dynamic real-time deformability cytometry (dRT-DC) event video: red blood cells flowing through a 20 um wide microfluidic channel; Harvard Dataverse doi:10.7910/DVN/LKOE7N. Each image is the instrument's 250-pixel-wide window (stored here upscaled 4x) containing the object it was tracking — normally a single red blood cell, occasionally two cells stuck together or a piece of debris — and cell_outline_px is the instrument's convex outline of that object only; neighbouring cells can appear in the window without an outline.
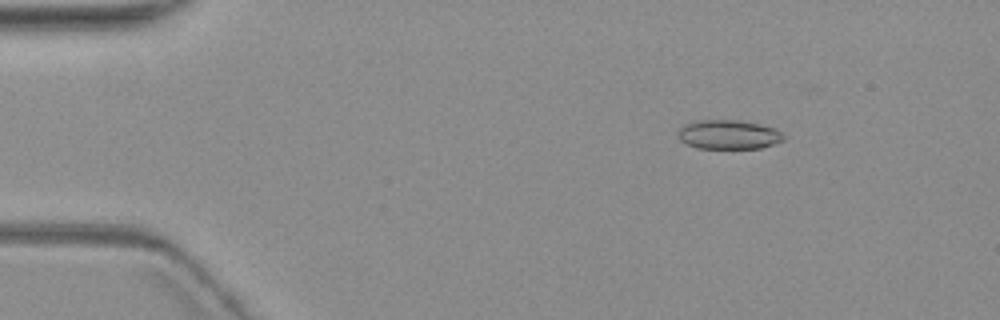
{"species": "common noctule bat (a hibernating species)", "species_latin": "Nyctalus noctula", "temperature_condition": "warm", "stored_images_in_passage": 13, "camera_frame_rate_fps": 3000, "um_per_image_px": 0.085, "animal": {"sex": "female", "body_mass_g": 19.3, "forearm_length_mm": 54.1}, "frame": {"image": 1, "passage_image": 2, "time_ms": 1.0, "image_size_px": [1000, 320], "cell_outline_px": [[784, 140], [776, 144], [760, 148], [700, 148], [688, 144], [680, 140], [680, 128], [684, 124], [696, 120], [740, 120], [776, 128], [784, 136]], "centroid_in_image_um": [61.97, 11.43], "position_along_channel_um": 23.0, "area_um2": 17.86}}
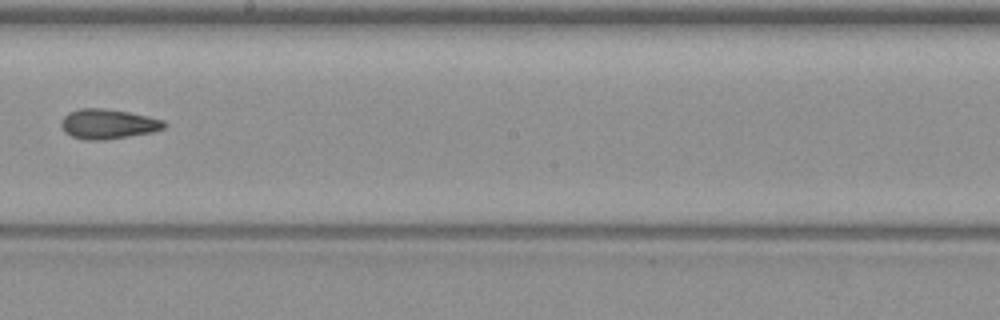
{"frame": {"image": 2, "passage_image": 8, "time_ms": 9.333, "image_size_px": [1000, 320], "cell_outline_px": [[168, 124], [164, 128], [152, 132], [104, 140], [84, 140], [72, 136], [64, 132], [60, 124], [64, 116], [68, 112], [80, 108], [104, 108], [128, 112], [148, 116], [164, 120]], "centroid_in_image_um": [9.17, 10.53], "position_along_channel_um": 239.0, "area_um2": 17.98}}
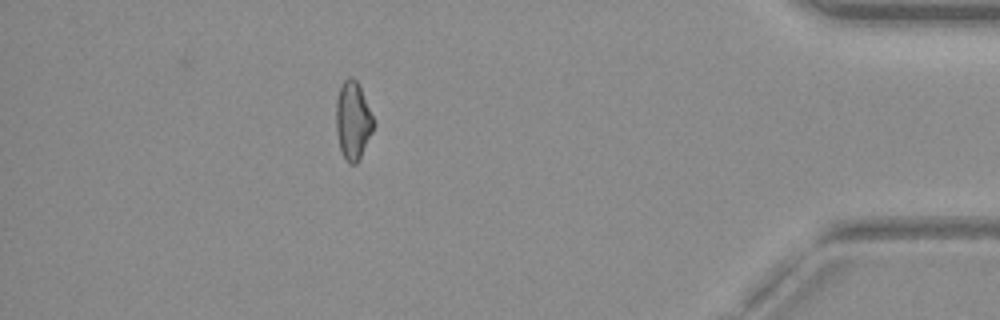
{"frame": {"image": 3, "passage_image": 13, "time_ms": 15.333, "image_size_px": [1000, 320], "cell_outline_px": [[372, 132], [360, 160], [356, 164], [348, 164], [344, 160], [340, 152], [336, 132], [336, 100], [340, 88], [344, 80], [348, 76], [352, 76], [356, 80], [360, 88], [372, 116]], "centroid_in_image_um": [29.96, 10.31], "position_along_channel_um": 405.2, "area_um2": 16.99}, "authors_computed_cell_mechanics": {"area_um2": 17.8602, "velocity_mm_per_s": 3.5804, "shape_relaxation_time_tau1_ms": null, "shape_relaxation_time_tau2_ms": 2.2056, "deformation_change_tau1": null, "deformation_change_tau2": 0.0731}}